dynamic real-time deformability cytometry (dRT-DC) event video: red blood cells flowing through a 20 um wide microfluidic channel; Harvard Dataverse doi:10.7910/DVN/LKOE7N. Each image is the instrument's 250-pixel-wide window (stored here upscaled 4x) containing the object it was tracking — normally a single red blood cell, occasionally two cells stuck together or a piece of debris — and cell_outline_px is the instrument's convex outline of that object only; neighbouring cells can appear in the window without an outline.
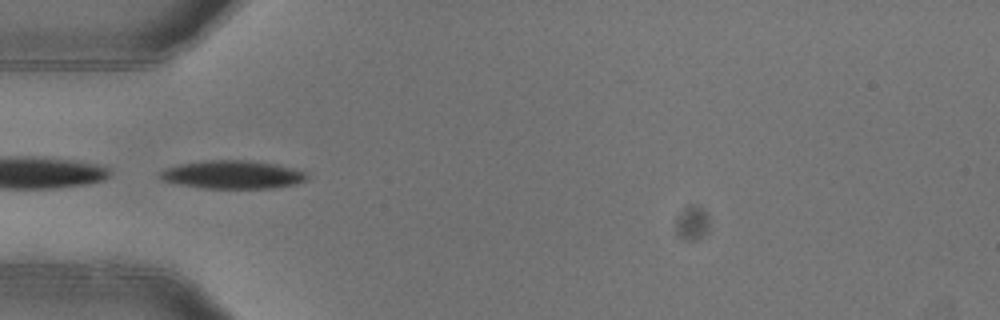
{"species": "common noctule bat (a hibernating species)", "species_latin": "Nyctalus noctula", "temperature_condition": "warm", "stored_images_in_passage": 5, "camera_frame_rate_fps": 3000, "um_per_image_px": 0.085, "animal": {"sex": "female"}, "frame": {"image": 1, "passage_image": 4, "time_ms": 1.0, "image_size_px": [1000, 320], "cell_outline_px": [[308, 180], [296, 184], [268, 188], [204, 188], [180, 184], [164, 180], [156, 176], [164, 168], [180, 164], [208, 160], [248, 160], [276, 164], [292, 168], [304, 172], [308, 176]], "centroid_in_image_um": [19.76, 14.84], "position_along_channel_um": 65.2, "area_um2": 24.04}}
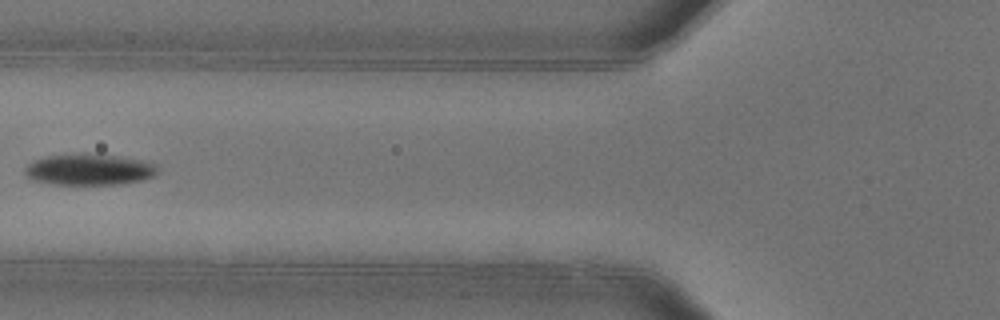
{"frame": {"image": 2, "passage_image": 5, "time_ms": 1.333, "image_size_px": [1000, 320], "cell_outline_px": [[156, 172], [152, 176], [140, 180], [116, 184], [52, 184], [36, 180], [28, 176], [24, 172], [24, 168], [32, 160], [48, 156], [80, 152], [84, 152], [120, 156], [144, 160], [152, 164], [156, 168]], "centroid_in_image_um": [7.53, 14.38], "position_along_channel_um": 118.3, "area_um2": 24.1}}